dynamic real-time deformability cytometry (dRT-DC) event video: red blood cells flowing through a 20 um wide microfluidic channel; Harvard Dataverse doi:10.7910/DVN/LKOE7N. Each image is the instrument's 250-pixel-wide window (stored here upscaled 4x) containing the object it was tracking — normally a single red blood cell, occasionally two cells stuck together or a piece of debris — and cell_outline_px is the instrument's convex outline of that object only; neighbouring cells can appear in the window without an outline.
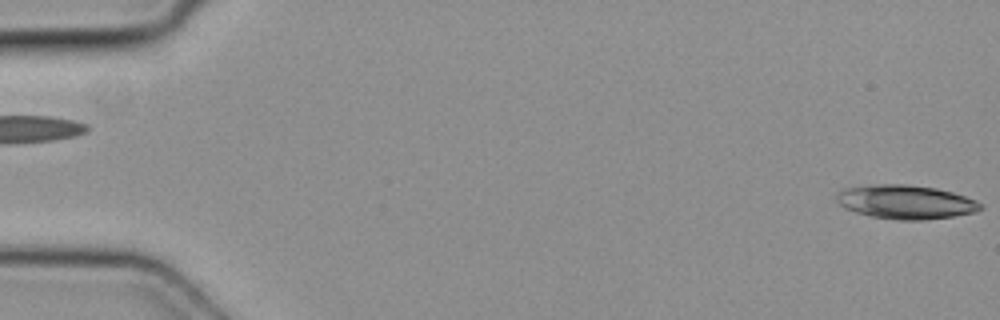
{"species": "common noctule bat (a hibernating species)", "species_latin": "Nyctalus noctula", "temperature_condition": "cold", "stored_images_in_passage": 4, "segment_of_instrument_passage": [2, 2], "camera_frame_rate_fps": 3000, "um_per_image_px": 0.085, "animal": {"sex": "female", "body_mass_g": 19.3, "forearm_length_mm": 54.1}, "frame": {"image": 1, "passage_image": 4, "time_ms": 1.0, "image_size_px": [1000, 320], "cell_outline_px": [[984, 208], [976, 212], [952, 216], [924, 220], [900, 220], [872, 216], [856, 212], [844, 208], [836, 200], [836, 196], [844, 188], [876, 184], [908, 184], [936, 188], [952, 192], [976, 200], [984, 204]], "centroid_in_image_um": [77.02, 17.16], "position_along_channel_um": 8.0, "area_um2": 28.44}}